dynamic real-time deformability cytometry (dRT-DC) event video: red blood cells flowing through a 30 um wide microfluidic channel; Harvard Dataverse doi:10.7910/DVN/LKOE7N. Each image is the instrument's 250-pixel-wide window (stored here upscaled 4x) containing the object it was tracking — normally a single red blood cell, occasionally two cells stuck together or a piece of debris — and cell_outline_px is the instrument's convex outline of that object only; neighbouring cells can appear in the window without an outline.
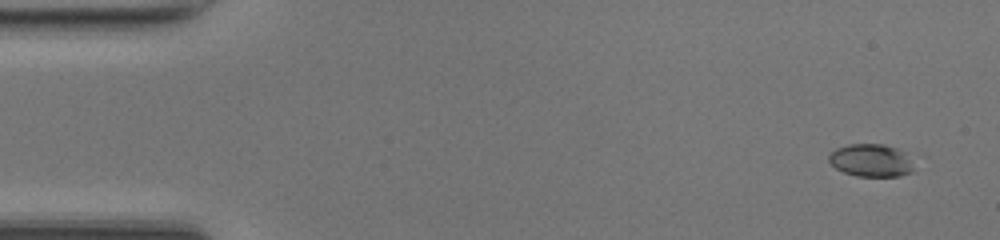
{"species": "common noctule bat (a hibernating species)", "species_latin": "Nyctalus noctula", "temperature_condition": "room temperature", "stored_images_in_passage": 49, "camera_frame_rate_fps": 3000, "um_per_image_px": 0.085, "animal": {"sex": "female", "body_mass_g": 17.0, "forearm_length_mm": 48.0}, "frame": {"image": 1, "passage_image": 3, "time_ms": 0.667, "image_size_px": [1000, 240], "cell_outline_px": [[912, 172], [900, 176], [856, 176], [844, 172], [836, 168], [828, 160], [828, 156], [836, 148], [848, 144], [884, 144], [896, 148], [904, 152], [912, 168]], "centroid_in_image_um": [73.99, 13.63], "position_along_channel_um": 11.0, "area_um2": 15.95}}
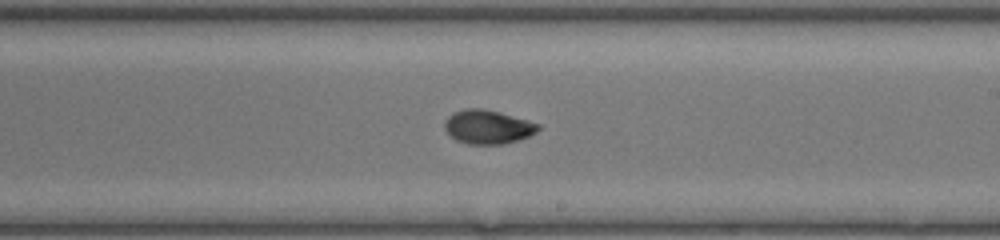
{"frame": {"image": 2, "passage_image": 29, "time_ms": 9.333, "image_size_px": [1000, 240], "cell_outline_px": [[540, 128], [536, 132], [528, 136], [504, 144], [468, 144], [456, 140], [444, 128], [444, 120], [452, 112], [464, 108], [484, 108], [500, 112], [540, 124]], "centroid_in_image_um": [41.43, 10.77], "position_along_channel_um": 247.6, "area_um2": 18.5}}
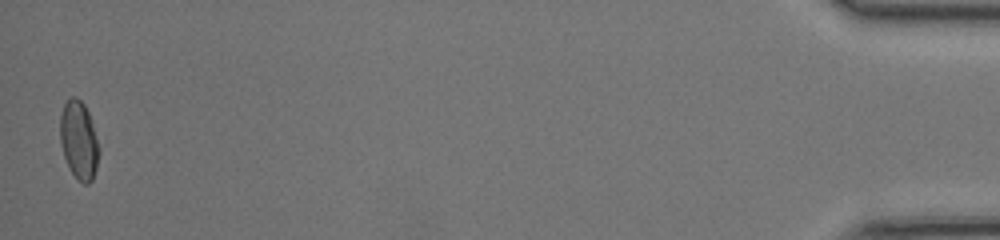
{"frame": {"image": 3, "passage_image": 49, "time_ms": 16.0, "image_size_px": [1000, 240], "cell_outline_px": [[100, 152], [96, 168], [92, 180], [88, 184], [84, 184], [68, 168], [60, 144], [60, 116], [64, 104], [72, 96], [76, 96], [84, 104], [92, 120], [100, 148]], "centroid_in_image_um": [6.71, 11.91], "position_along_channel_um": 428.5, "area_um2": 17.86}, "authors_computed_cell_mechanics": {"area_um2": 17.8024, "velocity_mm_per_s": 4.2368, "shape_relaxation_time_tau1_ms": 4.1987, "shape_relaxation_time_tau2_ms": 2.4455, "deformation_change_tau1": 0.1494, "deformation_change_tau2": 0.063}}